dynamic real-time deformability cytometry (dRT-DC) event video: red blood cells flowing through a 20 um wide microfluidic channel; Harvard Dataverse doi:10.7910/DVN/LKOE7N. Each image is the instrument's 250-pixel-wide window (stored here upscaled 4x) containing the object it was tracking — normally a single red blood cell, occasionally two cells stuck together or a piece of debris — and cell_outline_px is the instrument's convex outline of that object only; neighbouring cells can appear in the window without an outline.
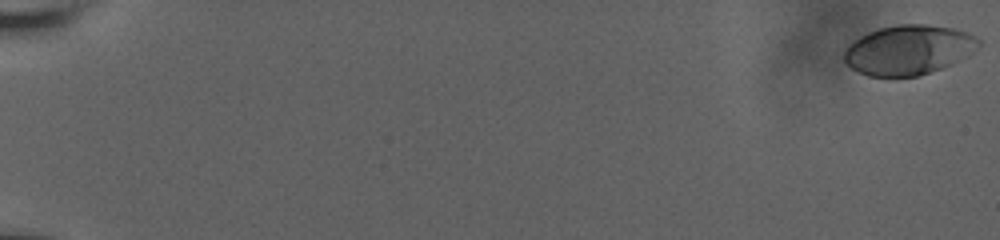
{"species": "human", "species_latin": "Homo sapiens", "temperature_condition": "room temperature", "stored_images_in_passage": 11, "segment_of_instrument_passage": [1, 2], "camera_frame_rate_fps": 3000, "um_per_image_px": 0.085, "donor": {"sex": "male"}, "frame": {"image": 1, "passage_image": 1, "time_ms": 0.0, "image_size_px": [1000, 240], "cell_outline_px": [[980, 44], [960, 60], [944, 68], [916, 76], [868, 76], [856, 72], [844, 60], [844, 52], [860, 36], [868, 32], [880, 28], [900, 24], [928, 24], [952, 28], [968, 32], [976, 36], [980, 40]], "centroid_in_image_um": [77.24, 4.24], "position_along_channel_um": 7.8, "area_um2": 38.67}}
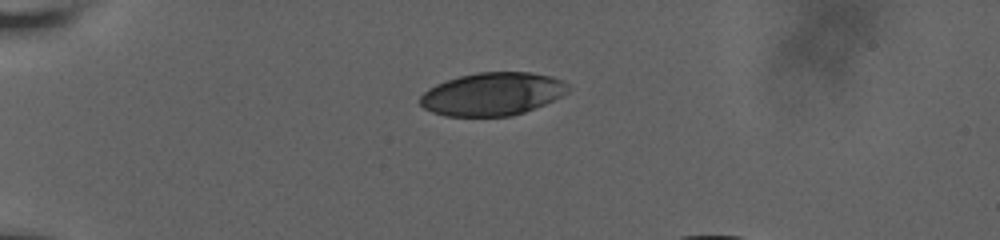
{"frame": {"image": 2, "passage_image": 7, "time_ms": 5.667, "image_size_px": [1000, 240], "cell_outline_px": [[572, 88], [568, 92], [544, 104], [524, 112], [512, 116], [444, 116], [432, 112], [424, 108], [420, 104], [420, 96], [428, 88], [436, 84], [460, 76], [476, 72], [532, 72], [552, 76], [564, 80]], "centroid_in_image_um": [41.87, 7.98], "position_along_channel_um": 43.1, "area_um2": 37.22}}
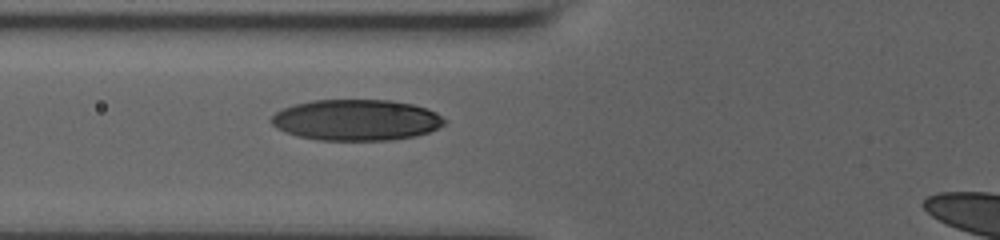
{"frame": {"image": 3, "passage_image": 10, "time_ms": 8.333, "image_size_px": [1000, 240], "cell_outline_px": [[448, 120], [444, 124], [428, 132], [416, 136], [392, 140], [316, 140], [296, 136], [276, 128], [268, 120], [276, 112], [284, 108], [296, 104], [312, 100], [392, 100], [412, 104], [436, 112]], "centroid_in_image_um": [30.27, 10.2], "position_along_channel_um": 95.5, "area_um2": 41.56}}